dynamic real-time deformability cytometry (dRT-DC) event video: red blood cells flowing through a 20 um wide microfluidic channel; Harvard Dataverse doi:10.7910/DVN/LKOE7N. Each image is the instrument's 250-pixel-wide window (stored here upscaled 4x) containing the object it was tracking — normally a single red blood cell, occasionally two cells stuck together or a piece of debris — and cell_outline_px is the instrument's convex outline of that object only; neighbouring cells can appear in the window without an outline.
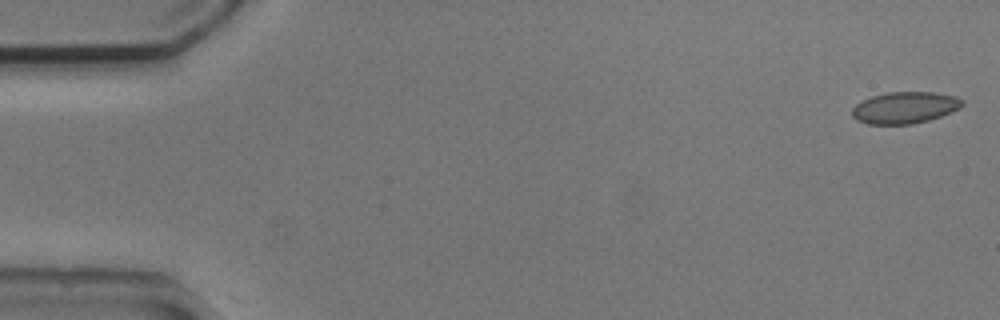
{"species": "common noctule bat (a hibernating species)", "species_latin": "Nyctalus noctula", "temperature_condition": "cold", "stored_images_in_passage": 53, "camera_frame_rate_fps": 3000, "um_per_image_px": 0.085, "animal": {"sex": "male", "body_mass_g": 20.5, "forearm_length_mm": 52.5}, "frame": {"image": 1, "passage_image": 1, "time_ms": 0.0, "image_size_px": [1000, 320], "cell_outline_px": [[964, 104], [960, 108], [940, 116], [928, 120], [912, 124], [868, 124], [856, 120], [852, 116], [852, 108], [856, 104], [872, 96], [888, 92], [932, 92], [956, 96], [964, 100]], "centroid_in_image_um": [76.91, 9.15], "position_along_channel_um": 8.1, "area_um2": 20.29}}
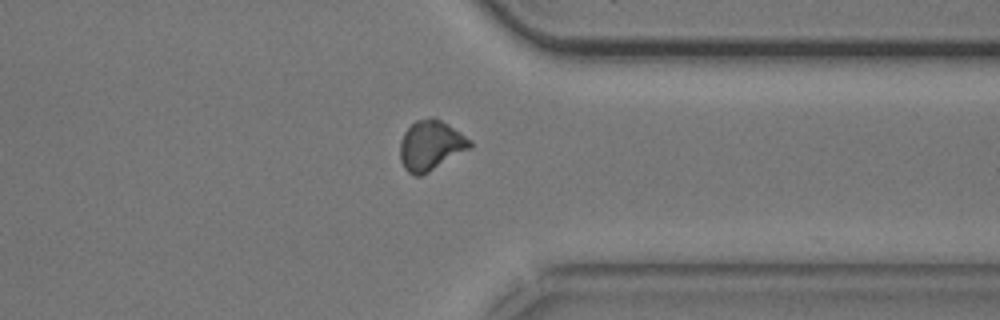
{"frame": {"image": 2, "passage_image": 41, "time_ms": 13.333, "image_size_px": [1000, 320], "cell_outline_px": [[472, 148], [428, 172], [420, 176], [416, 176], [408, 172], [404, 168], [400, 160], [400, 140], [404, 132], [416, 120], [432, 116], [448, 124], [472, 140]], "centroid_in_image_um": [36.62, 12.36], "position_along_channel_um": 374.8, "area_um2": 20.46}}
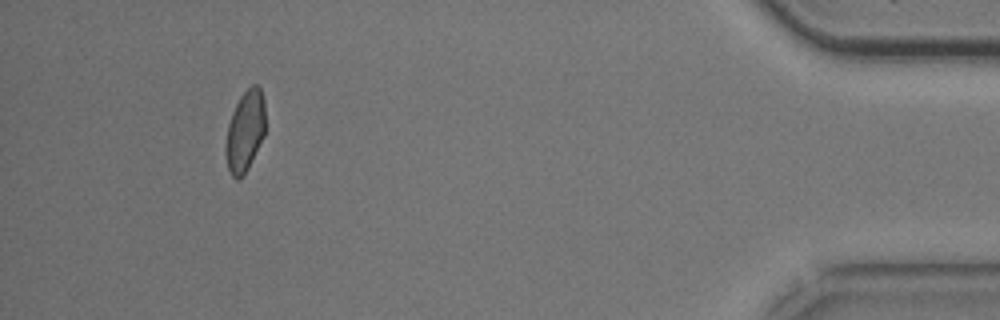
{"frame": {"image": 3, "passage_image": 49, "time_ms": 16.0, "image_size_px": [1000, 320], "cell_outline_px": [[264, 136], [248, 168], [240, 180], [236, 180], [232, 176], [228, 168], [224, 152], [224, 148], [228, 124], [232, 112], [240, 96], [252, 84], [256, 84], [260, 88], [264, 100]], "centroid_in_image_um": [20.81, 11.17], "position_along_channel_um": 414.4, "area_um2": 18.79}}